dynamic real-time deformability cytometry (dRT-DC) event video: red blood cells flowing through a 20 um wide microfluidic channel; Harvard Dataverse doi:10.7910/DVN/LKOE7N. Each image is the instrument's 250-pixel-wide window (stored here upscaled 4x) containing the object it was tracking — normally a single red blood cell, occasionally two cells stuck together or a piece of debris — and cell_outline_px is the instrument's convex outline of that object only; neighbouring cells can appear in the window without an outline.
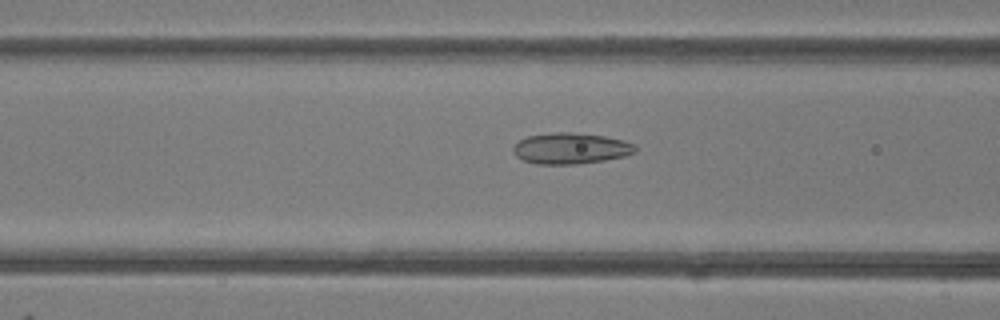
{"species": "common noctule bat (a hibernating species)", "species_latin": "Nyctalus noctula", "temperature_condition": "room temperature", "stored_images_in_passage": 44, "camera_frame_rate_fps": 3000, "um_per_image_px": 0.085, "animal": {"sex": "female"}, "frame": {"image": 1, "passage_image": 16, "time_ms": 5.0, "image_size_px": [1000, 320], "cell_outline_px": [[636, 152], [624, 156], [604, 160], [576, 164], [536, 164], [524, 160], [516, 156], [512, 152], [512, 148], [520, 140], [528, 136], [552, 132], [568, 132], [604, 136], [624, 140], [636, 144]], "centroid_in_image_um": [48.52, 12.61], "position_along_channel_um": 118.1, "area_um2": 22.08}}
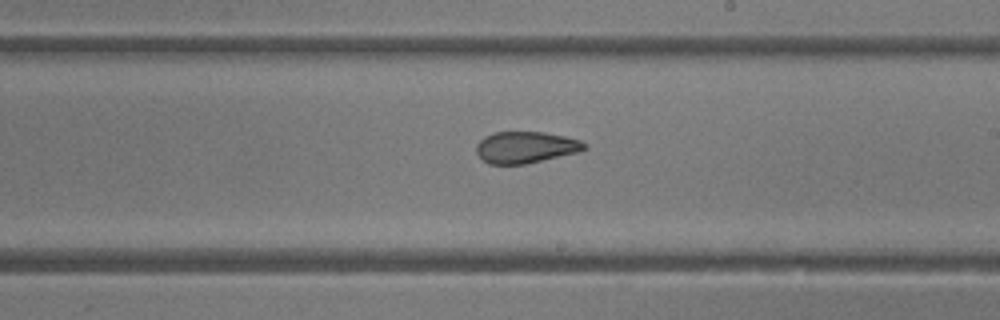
{"frame": {"image": 2, "passage_image": 25, "time_ms": 8.0, "image_size_px": [1000, 320], "cell_outline_px": [[588, 148], [576, 152], [524, 164], [488, 164], [476, 152], [476, 144], [484, 136], [496, 132], [544, 132], [564, 136], [580, 140], [588, 144]], "centroid_in_image_um": [44.67, 12.51], "position_along_channel_um": 244.3, "area_um2": 19.71}}
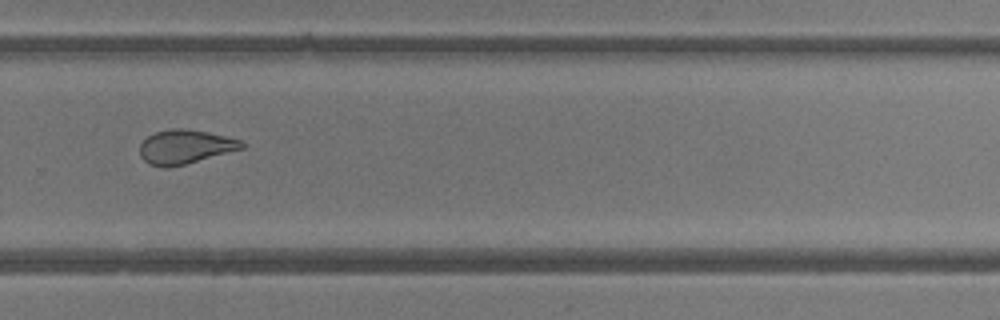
{"frame": {"image": 3, "passage_image": 30, "time_ms": 9.667, "image_size_px": [1000, 320], "cell_outline_px": [[244, 148], [184, 164], [168, 168], [164, 168], [148, 164], [140, 156], [140, 144], [148, 136], [156, 132], [172, 128], [188, 128], [208, 132], [240, 140], [244, 144]], "centroid_in_image_um": [15.7, 12.48], "position_along_channel_um": 314.1, "area_um2": 20.11}}